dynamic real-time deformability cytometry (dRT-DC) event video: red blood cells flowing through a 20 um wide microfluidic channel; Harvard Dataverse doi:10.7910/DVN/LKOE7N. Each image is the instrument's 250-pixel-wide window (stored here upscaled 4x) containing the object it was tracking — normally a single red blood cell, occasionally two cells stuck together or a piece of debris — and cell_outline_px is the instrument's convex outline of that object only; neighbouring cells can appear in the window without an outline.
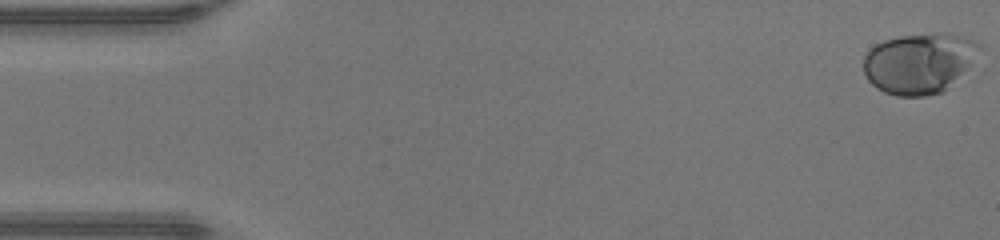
{"species": "human", "species_latin": "Homo sapiens", "temperature_condition": "warm", "stored_images_in_passage": 48, "camera_frame_rate_fps": 3000, "um_per_image_px": 0.085, "donor": {"sex": "male"}, "frame": {"image": 1, "passage_image": 1, "time_ms": 0.0, "image_size_px": [1000, 240], "cell_outline_px": [[984, 48], [944, 92], [924, 96], [896, 96], [884, 92], [876, 88], [868, 80], [864, 72], [864, 56], [876, 44], [884, 40], [900, 36], [964, 36], [980, 40], [984, 44]], "centroid_in_image_um": [78.14, 5.4], "position_along_channel_um": 6.9, "area_um2": 40.23}}
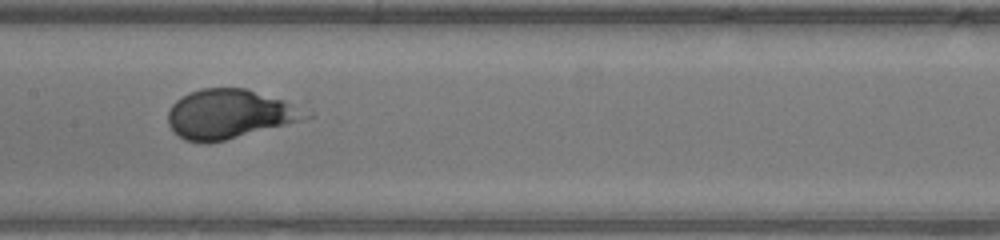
{"frame": {"image": 2, "passage_image": 24, "time_ms": 7.667, "image_size_px": [1000, 240], "cell_outline_px": [[296, 120], [284, 124], [224, 140], [208, 144], [204, 144], [184, 140], [168, 124], [168, 112], [172, 104], [176, 100], [188, 92], [200, 88], [244, 88], [284, 100]], "centroid_in_image_um": [19.17, 9.69], "position_along_channel_um": 188.2, "area_um2": 37.28}}
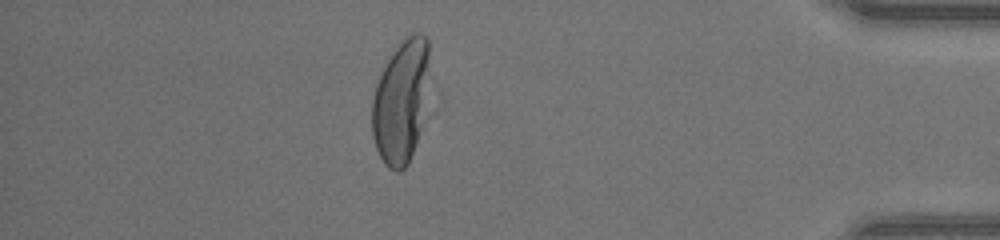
{"frame": {"image": 3, "passage_image": 42, "time_ms": 13.667, "image_size_px": [1000, 240], "cell_outline_px": [[428, 60], [420, 124], [416, 140], [408, 164], [400, 172], [396, 172], [388, 168], [384, 164], [376, 148], [372, 136], [372, 100], [376, 84], [388, 60], [404, 36], [416, 32], [420, 32], [428, 36]], "centroid_in_image_um": [34.02, 8.62], "position_along_channel_um": 401.2, "area_um2": 40.06}, "authors_computed_cell_mechanics": {"area_um2": 39.0728, "velocity_mm_per_s": 4.3201, "shape_relaxation_time_tau1_ms": 5.5143, "shape_relaxation_time_tau2_ms": null, "deformation_change_tau1": 0.2477, "deformation_change_tau2": null}}